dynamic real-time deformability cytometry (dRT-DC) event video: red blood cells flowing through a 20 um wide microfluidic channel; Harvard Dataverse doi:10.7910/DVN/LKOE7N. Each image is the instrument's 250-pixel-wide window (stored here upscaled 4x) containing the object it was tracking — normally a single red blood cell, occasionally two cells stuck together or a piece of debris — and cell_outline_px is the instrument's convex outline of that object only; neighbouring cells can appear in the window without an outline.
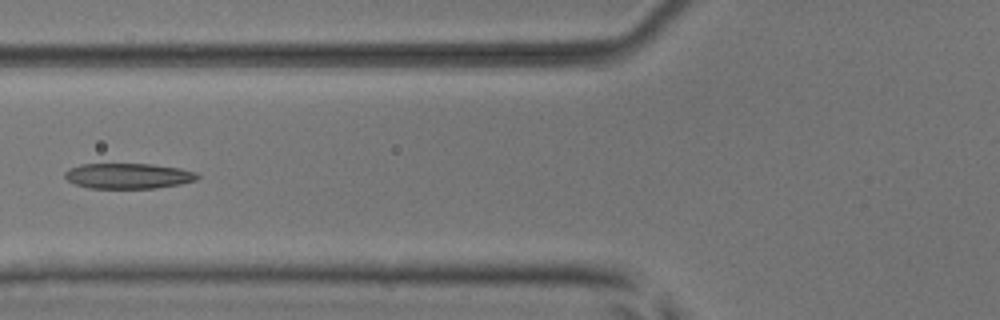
{"species": "common noctule bat (a hibernating species)", "species_latin": "Nyctalus noctula", "temperature_condition": "room temperature", "stored_images_in_passage": 3, "camera_frame_rate_fps": 3000, "um_per_image_px": 0.085, "animal": {"sex": "male", "body_mass_g": 17.9, "forearm_length_mm": 54.2}, "frame": {"image": 1, "passage_image": 3, "time_ms": 0.667, "image_size_px": [1000, 320], "cell_outline_px": [[200, 176], [196, 180], [180, 184], [156, 188], [88, 188], [76, 184], [68, 180], [64, 176], [64, 172], [68, 168], [80, 164], [152, 164], [180, 168], [196, 172]], "centroid_in_image_um": [10.89, 14.95], "position_along_channel_um": 114.9, "area_um2": 19.71}}